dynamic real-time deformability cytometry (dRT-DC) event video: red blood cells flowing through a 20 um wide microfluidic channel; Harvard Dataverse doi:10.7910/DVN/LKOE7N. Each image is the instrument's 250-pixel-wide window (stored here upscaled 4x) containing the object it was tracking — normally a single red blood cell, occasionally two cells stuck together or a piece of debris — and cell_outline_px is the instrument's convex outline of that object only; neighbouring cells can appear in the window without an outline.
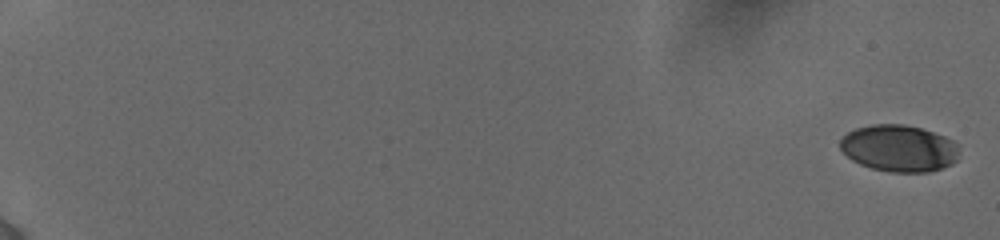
{"species": "human", "species_latin": "Homo sapiens", "temperature_condition": "cold", "stored_images_in_passage": 19, "camera_frame_rate_fps": 3000, "um_per_image_px": 0.085, "donor": {"sex": "female"}, "frame": {"image": 1, "passage_image": 1, "time_ms": 0.0, "image_size_px": [1000, 240], "cell_outline_px": [[956, 160], [952, 164], [928, 172], [888, 172], [872, 168], [860, 164], [852, 160], [840, 148], [840, 140], [848, 132], [856, 128], [872, 124], [904, 124], [920, 128], [944, 136], [952, 140], [956, 144]], "centroid_in_image_um": [76.38, 12.6], "position_along_channel_um": 8.6, "area_um2": 32.14}}
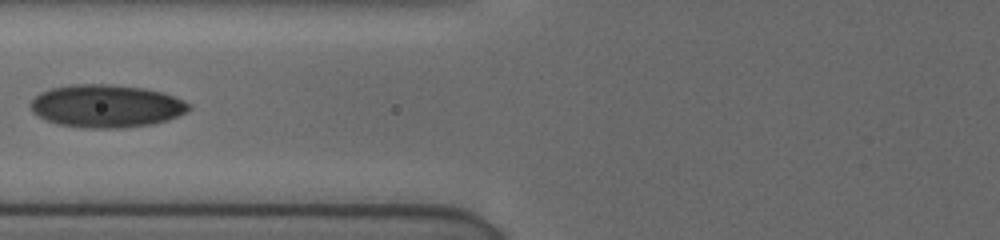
{"frame": {"image": 2, "passage_image": 14, "time_ms": 8.667, "image_size_px": [1000, 240], "cell_outline_px": [[192, 108], [168, 120], [152, 124], [120, 128], [84, 128], [60, 124], [48, 120], [32, 112], [28, 104], [40, 92], [52, 88], [72, 84], [108, 84], [144, 88], [160, 92], [184, 100]], "centroid_in_image_um": [9.01, 9.01], "position_along_channel_um": 116.8, "area_um2": 39.25}}
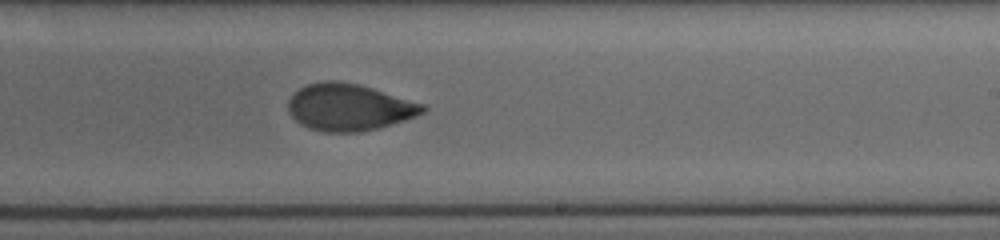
{"frame": {"image": 3, "passage_image": 19, "time_ms": 12.333, "image_size_px": [1000, 240], "cell_outline_px": [[428, 108], [424, 112], [416, 116], [380, 128], [364, 132], [324, 132], [308, 128], [300, 124], [288, 112], [288, 100], [292, 92], [308, 84], [324, 80], [336, 80], [360, 84], [424, 104]], "centroid_in_image_um": [29.65, 9.11], "position_along_channel_um": 259.3, "area_um2": 37.11}}